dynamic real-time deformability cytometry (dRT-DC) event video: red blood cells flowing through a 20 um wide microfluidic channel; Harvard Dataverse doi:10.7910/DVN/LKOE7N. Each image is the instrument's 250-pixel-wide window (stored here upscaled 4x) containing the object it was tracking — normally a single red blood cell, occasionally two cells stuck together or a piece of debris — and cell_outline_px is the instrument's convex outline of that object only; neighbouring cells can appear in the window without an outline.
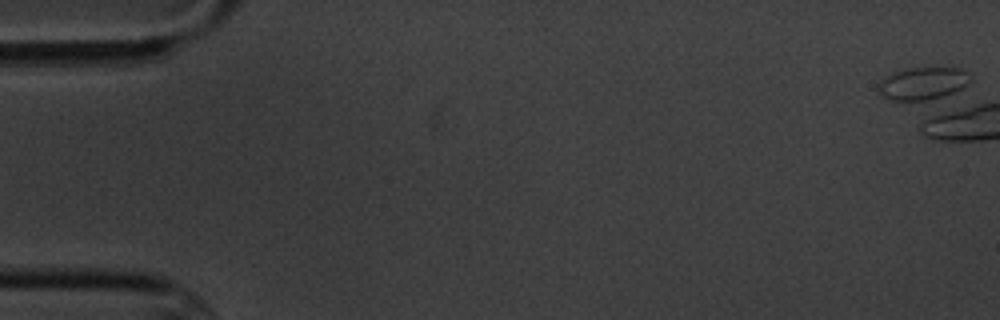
{"species": "common noctule bat (a hibernating species)", "species_latin": "Nyctalus noctula", "temperature_condition": "cold", "stored_images_in_passage": 1, "camera_frame_rate_fps": 3000, "um_per_image_px": 0.085, "animal": {"sex": "male", "body_mass_g": 20.1, "forearm_length_mm": 53.5}, "frame": {"image": 1, "passage_image": 1, "time_ms": 0.0, "image_size_px": [1000, 320], "cell_outline_px": [[972, 80], [968, 84], [952, 92], [940, 96], [924, 100], [888, 100], [880, 96], [880, 80], [892, 72], [904, 68], [960, 68], [968, 72], [972, 76]], "centroid_in_image_um": [78.43, 7.07], "position_along_channel_um": 6.6, "area_um2": 17.34}}